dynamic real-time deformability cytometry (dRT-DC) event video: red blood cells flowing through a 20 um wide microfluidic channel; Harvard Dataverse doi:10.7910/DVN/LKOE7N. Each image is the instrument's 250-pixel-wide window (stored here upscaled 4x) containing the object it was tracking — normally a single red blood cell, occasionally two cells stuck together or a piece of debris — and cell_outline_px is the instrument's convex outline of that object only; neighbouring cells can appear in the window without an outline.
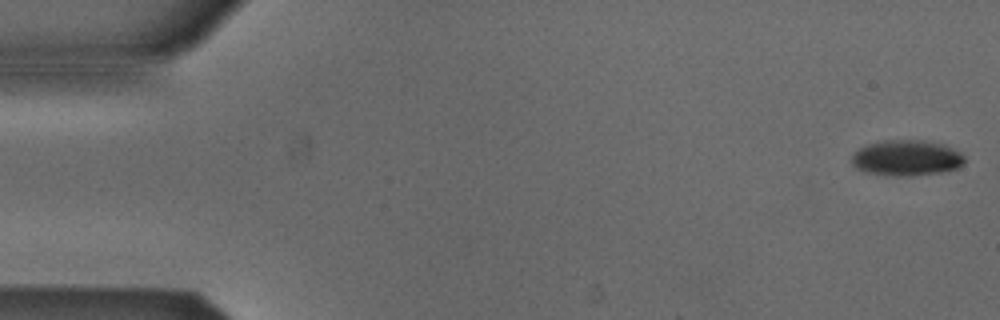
{"species": "Egyptian fruit bat (a non-hibernating species)", "species_latin": "Rousettus aegyptiacus", "temperature_condition": "cold", "stored_images_in_passage": 52, "camera_frame_rate_fps": 3000, "um_per_image_px": 0.085, "animal": {"sex": "male"}, "frame": {"image": 1, "passage_image": 1, "time_ms": 0.0, "image_size_px": [1000, 320], "cell_outline_px": [[964, 164], [956, 168], [940, 172], [908, 176], [896, 176], [868, 172], [856, 168], [852, 164], [852, 152], [868, 144], [884, 140], [928, 140], [944, 144], [956, 148], [964, 156]], "centroid_in_image_um": [77.08, 13.4], "position_along_channel_um": 7.9, "area_um2": 23.58}}
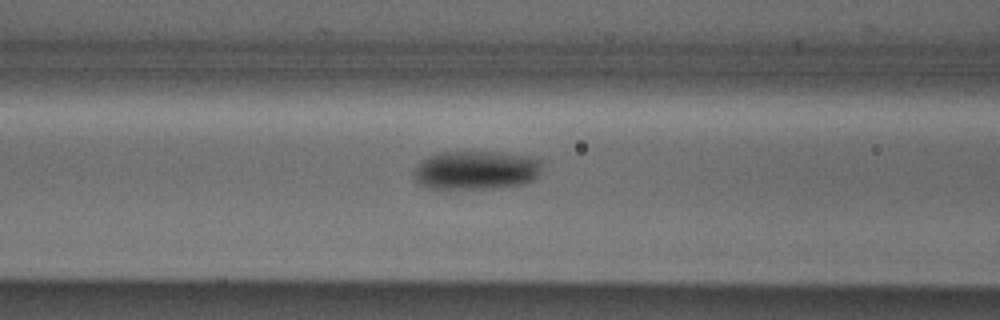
{"frame": {"image": 2, "passage_image": 21, "time_ms": 6.667, "image_size_px": [1000, 320], "cell_outline_px": [[540, 172], [532, 180], [520, 184], [488, 188], [428, 188], [420, 184], [412, 176], [420, 160], [428, 156], [440, 152], [500, 152], [528, 156], [540, 160]], "centroid_in_image_um": [40.41, 14.45], "position_along_channel_um": 126.2, "area_um2": 28.67}}
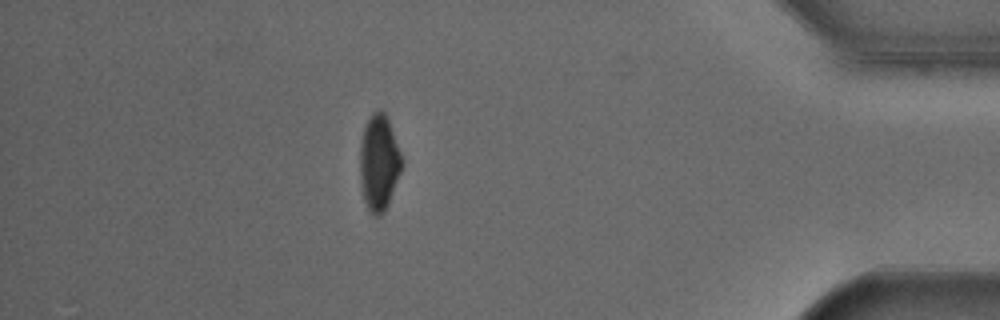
{"frame": {"image": 3, "passage_image": 46, "time_ms": 15.0, "image_size_px": [1000, 320], "cell_outline_px": [[404, 164], [388, 204], [384, 212], [380, 216], [372, 216], [368, 212], [364, 200], [360, 184], [360, 148], [364, 128], [372, 112], [376, 108], [380, 108], [388, 116], [404, 160]], "centroid_in_image_um": [32.23, 13.82], "position_along_channel_um": 403.0, "area_um2": 23.99}, "authors_computed_cell_mechanics": {"area_um2": 25.4031, "velocity_mm_per_s": 3.8881, "shape_relaxation_time_tau1_ms": 2.8011, "shape_relaxation_time_tau2_ms": null, "deformation_change_tau1": 0.1118, "deformation_change_tau2": null}}